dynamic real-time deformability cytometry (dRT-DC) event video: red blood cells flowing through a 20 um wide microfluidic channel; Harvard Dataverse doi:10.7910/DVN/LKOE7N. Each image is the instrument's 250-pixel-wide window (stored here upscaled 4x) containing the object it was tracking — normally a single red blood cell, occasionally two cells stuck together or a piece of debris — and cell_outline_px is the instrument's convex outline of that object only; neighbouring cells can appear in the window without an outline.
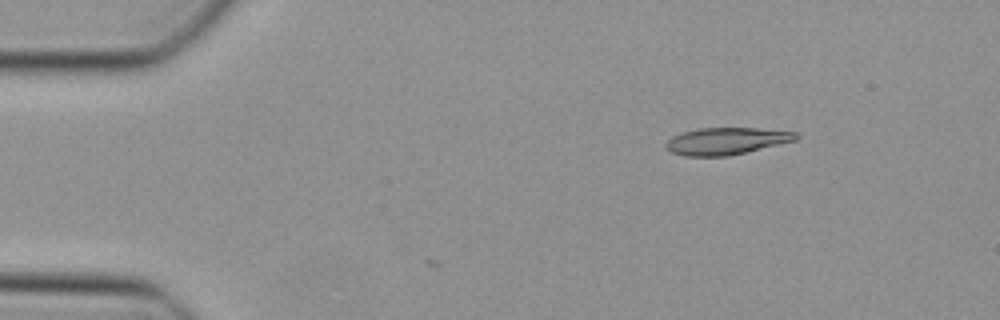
{"species": "Egyptian fruit bat (a non-hibernating species)", "species_latin": "Rousettus aegyptiacus", "temperature_condition": "cold", "stored_images_in_passage": 2, "camera_frame_rate_fps": 3000, "um_per_image_px": 0.085, "animal": {"sex": "female"}, "frame": {"image": 1, "passage_image": 2, "time_ms": 0.333, "image_size_px": [1000, 320], "cell_outline_px": [[800, 136], [796, 140], [728, 156], [684, 156], [672, 152], [664, 144], [672, 136], [684, 132], [700, 128], [756, 128], [796, 132]], "centroid_in_image_um": [61.74, 11.99], "position_along_channel_um": 23.3, "area_um2": 20.23}}